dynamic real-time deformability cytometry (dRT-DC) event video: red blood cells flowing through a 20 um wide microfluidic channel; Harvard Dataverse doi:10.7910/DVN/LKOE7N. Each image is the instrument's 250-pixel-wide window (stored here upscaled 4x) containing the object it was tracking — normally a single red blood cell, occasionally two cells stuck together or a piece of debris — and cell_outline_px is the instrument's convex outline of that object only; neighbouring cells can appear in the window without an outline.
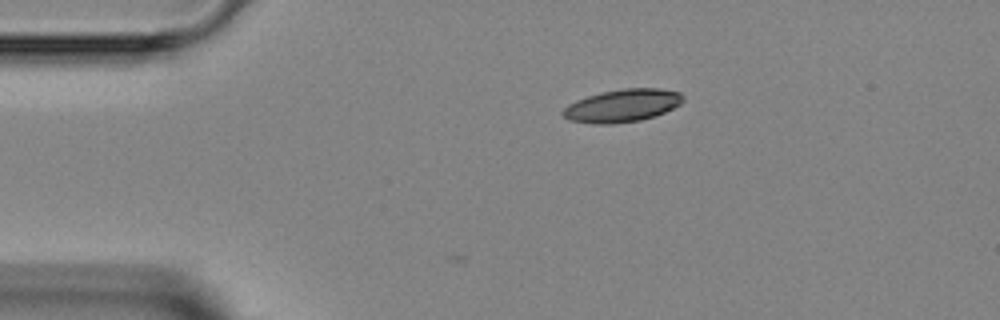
{"species": "Egyptian fruit bat (a non-hibernating species)", "species_latin": "Rousettus aegyptiacus", "temperature_condition": "room temperature", "stored_images_in_passage": 4, "camera_frame_rate_fps": 3000, "um_per_image_px": 0.085, "animal": {"sex": "female"}, "frame": {"image": 1, "passage_image": 4, "time_ms": 1.0, "image_size_px": [1000, 320], "cell_outline_px": [[684, 100], [680, 104], [656, 116], [640, 120], [612, 124], [596, 124], [572, 120], [564, 116], [560, 112], [568, 104], [576, 100], [600, 92], [624, 88], [660, 88], [680, 92], [684, 96]], "centroid_in_image_um": [52.91, 8.97], "position_along_channel_um": 32.1, "area_um2": 22.95}}